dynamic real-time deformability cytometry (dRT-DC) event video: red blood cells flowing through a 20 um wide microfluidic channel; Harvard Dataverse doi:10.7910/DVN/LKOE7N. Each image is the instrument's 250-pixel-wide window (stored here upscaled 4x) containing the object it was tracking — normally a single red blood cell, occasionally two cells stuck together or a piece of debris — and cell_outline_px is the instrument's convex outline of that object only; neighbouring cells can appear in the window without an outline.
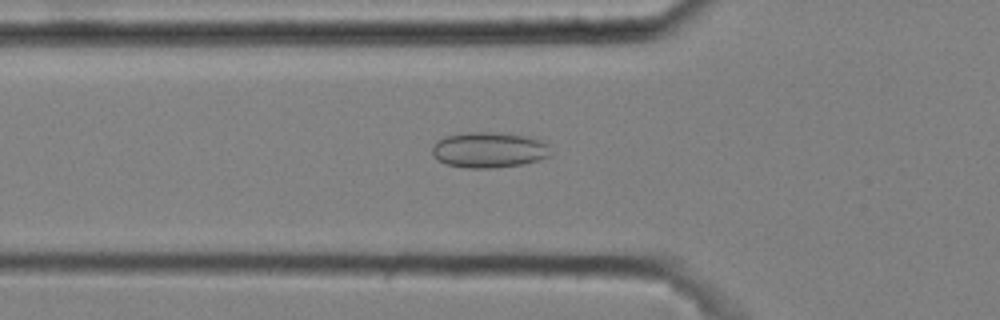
{"species": "common noctule bat (a hibernating species)", "species_latin": "Nyctalus noctula", "temperature_condition": "cold", "stored_images_in_passage": 37, "camera_frame_rate_fps": 3000, "um_per_image_px": 0.085, "animal": {"sex": "male", "body_mass_g": 20.4}, "frame": {"image": 1, "passage_image": 5, "time_ms": 1.333, "image_size_px": [1000, 320], "cell_outline_px": [[548, 156], [540, 160], [524, 164], [496, 168], [468, 168], [448, 164], [436, 160], [432, 156], [432, 144], [436, 140], [444, 136], [468, 132], [496, 132], [528, 136], [540, 140], [548, 144]], "centroid_in_image_um": [41.51, 12.74], "position_along_channel_um": 84.3, "area_um2": 24.85}}
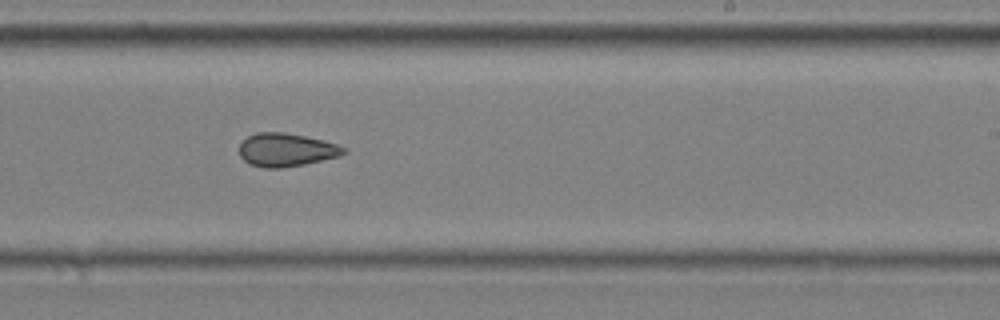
{"frame": {"image": 2, "passage_image": 20, "time_ms": 6.333, "image_size_px": [1000, 320], "cell_outline_px": [[348, 152], [340, 156], [304, 164], [280, 168], [264, 168], [248, 164], [240, 156], [240, 144], [248, 136], [256, 132], [284, 132], [324, 140], [348, 148]], "centroid_in_image_um": [24.35, 12.74], "position_along_channel_um": 264.7, "area_um2": 20.35}}
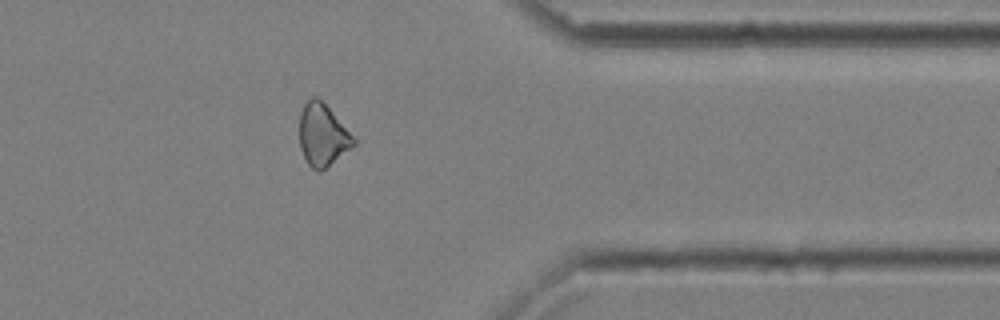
{"frame": {"image": 3, "passage_image": 31, "time_ms": 10.0, "image_size_px": [1000, 320], "cell_outline_px": [[356, 144], [352, 148], [320, 172], [312, 168], [308, 164], [300, 148], [300, 112], [304, 104], [312, 96], [316, 96], [328, 108], [356, 140]], "centroid_in_image_um": [27.41, 11.5], "position_along_channel_um": 384.0, "area_um2": 19.25}, "authors_computed_cell_mechanics": {"area_um2": 20.3456, "velocity_mm_per_s": 3.6051, "shape_relaxation_time_tau1_ms": null, "shape_relaxation_time_tau2_ms": 4.376, "deformation_change_tau1": null, "deformation_change_tau2": 0.1112}}